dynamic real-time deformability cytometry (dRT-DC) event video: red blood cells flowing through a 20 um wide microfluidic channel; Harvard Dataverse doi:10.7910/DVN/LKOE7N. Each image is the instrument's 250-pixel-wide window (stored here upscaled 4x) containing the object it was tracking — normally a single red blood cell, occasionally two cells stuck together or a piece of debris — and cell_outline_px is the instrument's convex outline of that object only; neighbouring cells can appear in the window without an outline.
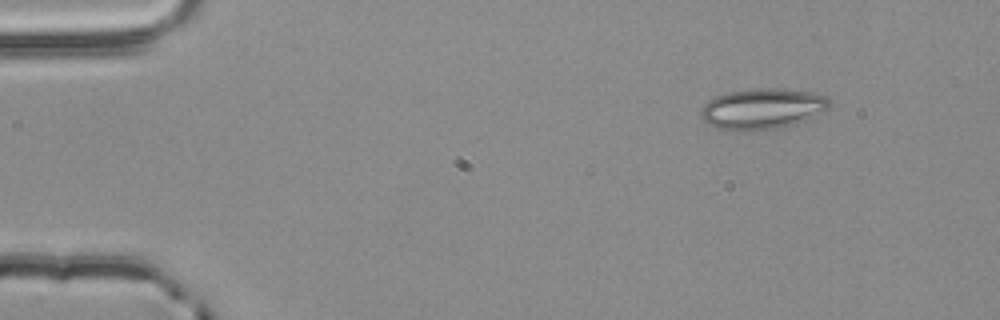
{"species": "common noctule bat (a hibernating species)", "species_latin": "Nyctalus noctula", "temperature_condition": "room temperature", "stored_images_in_passage": 3, "camera_frame_rate_fps": 3000, "um_per_image_px": 0.085, "animal": {"sex": "male", "body_mass_g": 20.4}, "frame": {"image": 1, "passage_image": 1, "time_ms": 0.0, "image_size_px": [1000, 320], "cell_outline_px": [[828, 108], [824, 112], [804, 120], [792, 124], [776, 128], [748, 132], [716, 128], [708, 124], [704, 120], [700, 112], [700, 108], [708, 100], [716, 96], [728, 92], [748, 88], [776, 88], [812, 92], [828, 96]], "centroid_in_image_um": [64.77, 9.24], "position_along_channel_um": 20.2, "area_um2": 30.69}}